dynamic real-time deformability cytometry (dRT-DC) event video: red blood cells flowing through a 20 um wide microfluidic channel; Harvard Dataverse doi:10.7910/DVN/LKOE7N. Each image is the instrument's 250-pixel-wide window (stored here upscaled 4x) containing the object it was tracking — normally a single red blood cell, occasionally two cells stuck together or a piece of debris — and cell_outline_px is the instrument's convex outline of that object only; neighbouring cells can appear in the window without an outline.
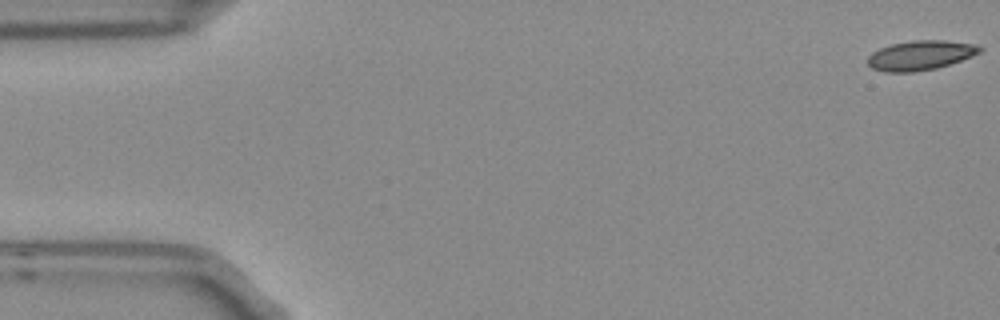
{"species": "Egyptian fruit bat (a non-hibernating species)", "species_latin": "Rousettus aegyptiacus", "temperature_condition": "room temperature", "stored_images_in_passage": 4, "camera_frame_rate_fps": 3000, "um_per_image_px": 0.085, "frame": {"image": 1, "passage_image": 1, "time_ms": 0.0, "image_size_px": [1000, 320], "cell_outline_px": [[984, 48], [980, 52], [972, 56], [936, 68], [912, 72], [884, 72], [872, 68], [868, 64], [868, 56], [872, 52], [880, 48], [892, 44], [912, 40], [944, 40], [976, 44]], "centroid_in_image_um": [78.23, 4.69], "position_along_channel_um": 6.8, "area_um2": 19.25}}
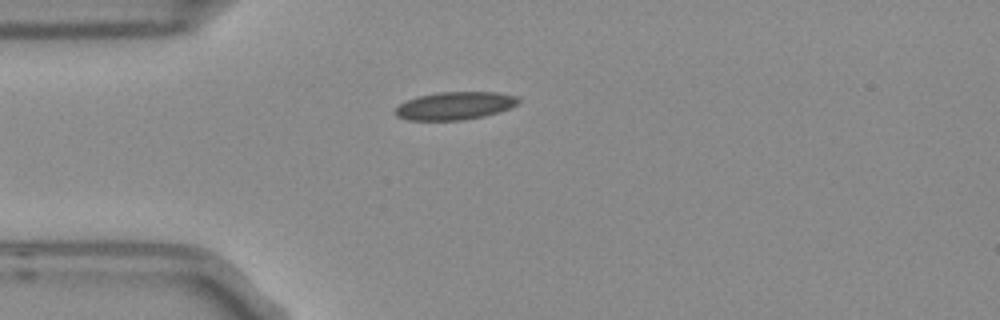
{"frame": {"image": 2, "passage_image": 4, "time_ms": 1.0, "image_size_px": [1000, 320], "cell_outline_px": [[520, 100], [516, 104], [508, 108], [484, 116], [460, 120], [408, 120], [396, 116], [392, 112], [400, 104], [408, 100], [420, 96], [436, 92], [496, 92], [516, 96]], "centroid_in_image_um": [38.62, 8.99], "position_along_channel_um": 46.4, "area_um2": 19.77}}